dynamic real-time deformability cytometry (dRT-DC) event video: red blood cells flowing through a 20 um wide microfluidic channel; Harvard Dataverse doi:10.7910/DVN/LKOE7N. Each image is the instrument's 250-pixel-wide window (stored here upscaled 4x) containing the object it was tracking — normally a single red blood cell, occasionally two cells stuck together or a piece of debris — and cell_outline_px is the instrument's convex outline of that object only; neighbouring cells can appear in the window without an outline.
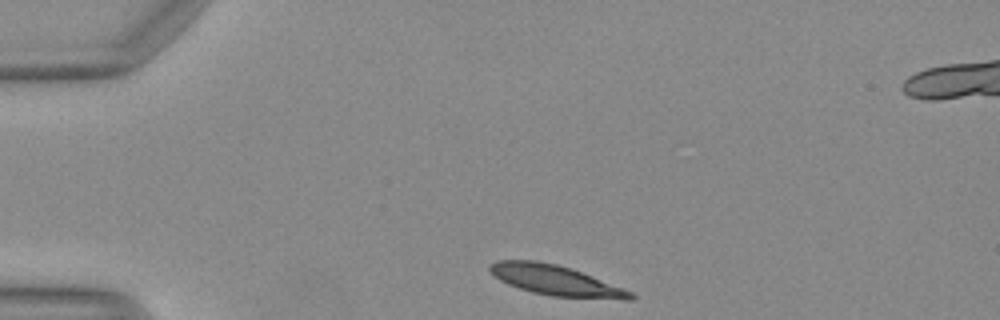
{"species": "Egyptian fruit bat (a non-hibernating species)", "species_latin": "Rousettus aegyptiacus", "temperature_condition": "warm", "stored_images_in_passage": 33, "camera_frame_rate_fps": 3000, "um_per_image_px": 0.085, "animal": {"sex": "female"}, "frame": {"image": 1, "passage_image": 1, "time_ms": 0.0, "image_size_px": [1000, 320], "cell_outline_px": [[636, 296], [632, 300], [624, 300], [552, 296], [532, 292], [508, 284], [500, 280], [488, 272], [488, 264], [496, 260], [536, 260], [556, 264], [572, 268], [624, 288], [632, 292]], "centroid_in_image_um": [47.23, 23.82], "position_along_channel_um": 37.8, "area_um2": 25.03}}
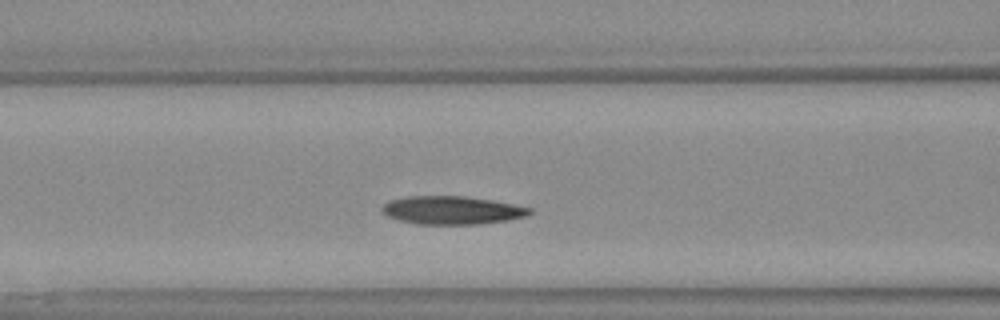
{"frame": {"image": 2, "passage_image": 11, "time_ms": 3.333, "image_size_px": [1000, 320], "cell_outline_px": [[532, 212], [528, 216], [508, 220], [480, 224], [416, 224], [400, 220], [388, 216], [380, 212], [380, 208], [388, 200], [404, 196], [464, 196], [492, 200], [532, 208]], "centroid_in_image_um": [38.39, 17.86], "position_along_channel_um": 128.2, "area_um2": 24.45}}
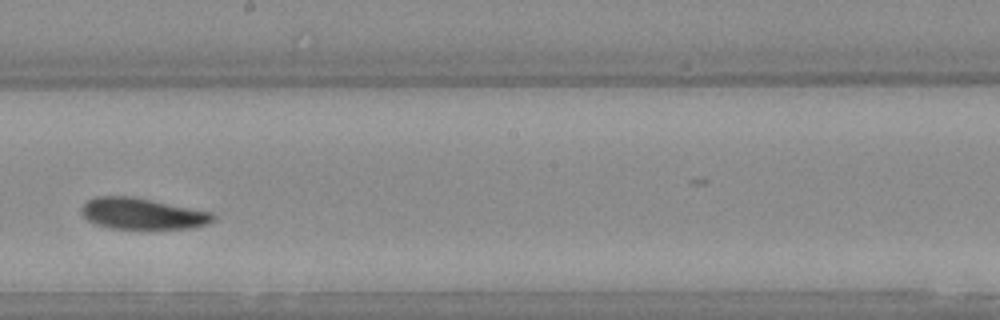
{"frame": {"image": 3, "passage_image": 19, "time_ms": 6.0, "image_size_px": [1000, 320], "cell_outline_px": [[216, 220], [208, 224], [196, 228], [108, 228], [96, 224], [88, 220], [80, 212], [80, 208], [88, 200], [96, 196], [132, 196], [212, 212], [216, 216]], "centroid_in_image_um": [12.12, 18.16], "position_along_channel_um": 236.1, "area_um2": 23.99}, "authors_computed_cell_mechanics": {"area_um2": 24.7384, "velocity_mm_per_s": 4.065, "shape_relaxation_time_tau1_ms": 3.2899, "shape_relaxation_time_tau2_ms": 3.23, "deformation_change_tau1": 0.1308, "deformation_change_tau2": 0.0912}}